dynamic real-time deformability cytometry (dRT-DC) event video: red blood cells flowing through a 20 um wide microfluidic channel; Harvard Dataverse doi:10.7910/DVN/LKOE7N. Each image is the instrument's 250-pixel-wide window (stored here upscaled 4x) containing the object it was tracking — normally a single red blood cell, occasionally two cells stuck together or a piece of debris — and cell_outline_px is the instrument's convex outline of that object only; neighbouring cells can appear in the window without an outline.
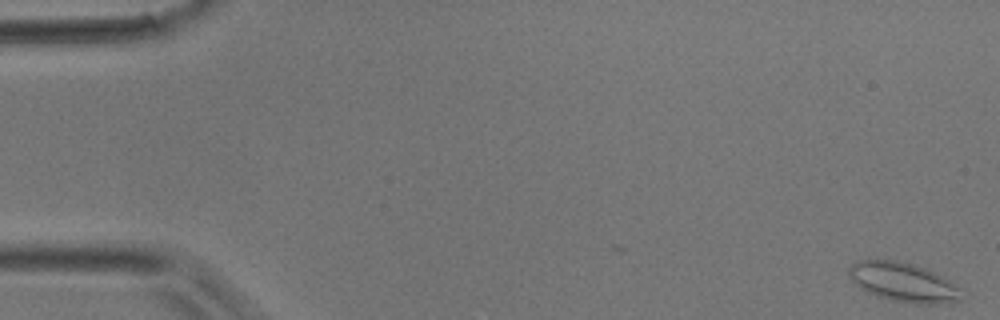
{"species": "common noctule bat (a hibernating species)", "species_latin": "Nyctalus noctula", "temperature_condition": "room temperature", "stored_images_in_passage": 5, "camera_frame_rate_fps": 3000, "um_per_image_px": 0.085, "animal": {"sex": "male", "body_mass_g": 17.9}, "frame": {"image": 1, "passage_image": 1, "time_ms": 0.0, "image_size_px": [1000, 320], "cell_outline_px": [[960, 300], [936, 304], [912, 304], [892, 300], [876, 296], [868, 292], [856, 284], [848, 276], [848, 268], [852, 264], [860, 260], [900, 260], [916, 264], [928, 268], [952, 280], [960, 288]], "centroid_in_image_um": [76.81, 23.97], "position_along_channel_um": 8.2, "area_um2": 26.07}}